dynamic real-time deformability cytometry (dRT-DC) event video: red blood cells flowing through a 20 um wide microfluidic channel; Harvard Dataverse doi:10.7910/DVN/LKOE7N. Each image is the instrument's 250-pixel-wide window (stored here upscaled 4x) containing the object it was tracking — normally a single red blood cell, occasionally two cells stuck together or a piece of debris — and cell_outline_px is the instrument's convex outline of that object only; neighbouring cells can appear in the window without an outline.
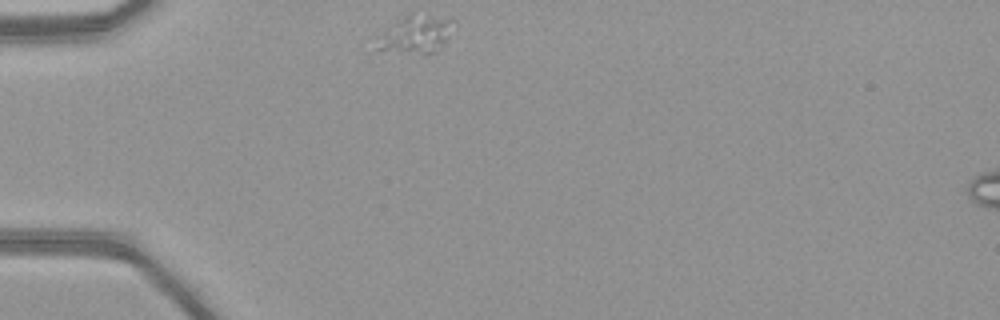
{"species": "common noctule bat (a hibernating species)", "species_latin": "Nyctalus noctula", "temperature_condition": "warm", "stored_images_in_passage": 39, "camera_frame_rate_fps": 3000, "um_per_image_px": 0.085, "animal": {"sex": "female", "body_mass_g": 21.9}, "frame": {"image": 1, "passage_image": 1, "time_ms": 0.0, "image_size_px": [1000, 320], "cell_outline_px": [[456, 24], [444, 44], [436, 52], [428, 56], [424, 56], [376, 48], [392, 24], [408, 12], [412, 12], [452, 16], [456, 20]], "centroid_in_image_um": [35.55, 2.87], "position_along_channel_um": 49.4, "area_um2": 17.34}}
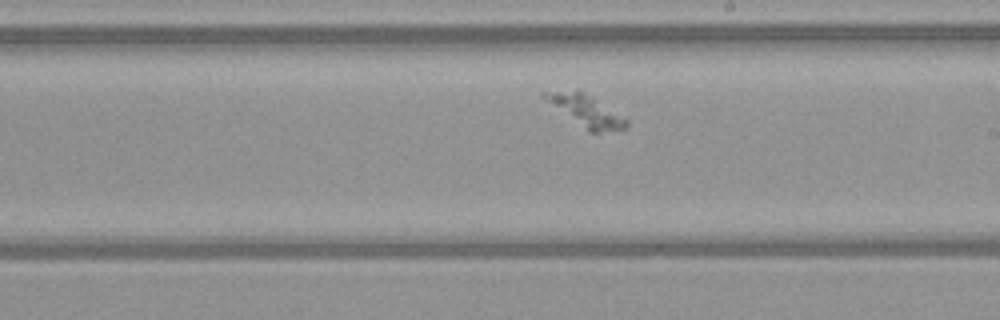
{"frame": {"image": 2, "passage_image": 17, "time_ms": 5.333, "image_size_px": [1000, 320], "cell_outline_px": [[628, 124], [624, 128], [600, 132], [588, 132], [540, 96], [540, 92], [580, 92], [624, 116], [628, 120]], "centroid_in_image_um": [49.81, 9.47], "position_along_channel_um": 239.2, "area_um2": 14.1}}
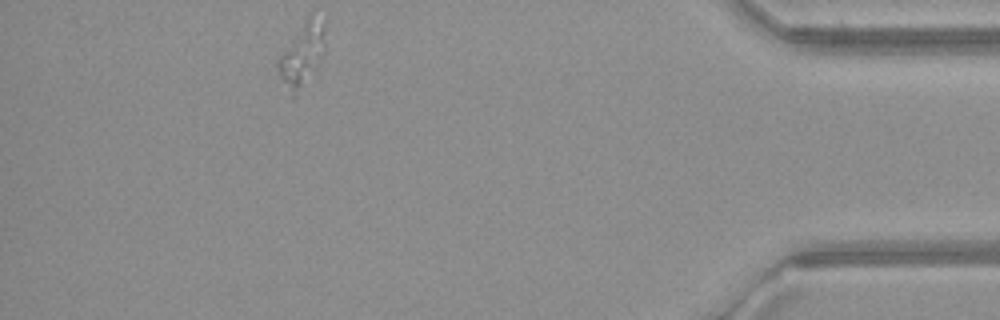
{"frame": {"image": 3, "passage_image": 34, "time_ms": 11.0, "image_size_px": [1000, 320], "cell_outline_px": [[324, 56], [316, 68], [296, 96], [292, 100], [276, 68], [276, 60], [308, 16], [324, 20]], "centroid_in_image_um": [25.66, 4.72], "position_along_channel_um": 409.5, "area_um2": 17.11}}